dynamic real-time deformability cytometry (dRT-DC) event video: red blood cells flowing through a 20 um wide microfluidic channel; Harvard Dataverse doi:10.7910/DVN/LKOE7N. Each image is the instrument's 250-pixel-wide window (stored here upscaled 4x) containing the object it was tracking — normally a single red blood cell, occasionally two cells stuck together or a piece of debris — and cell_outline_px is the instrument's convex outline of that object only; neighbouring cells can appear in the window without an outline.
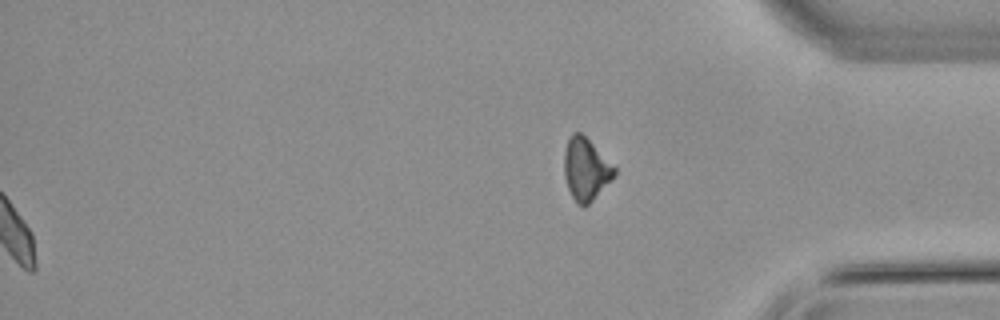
{"species": "common noctule bat (a hibernating species)", "species_latin": "Nyctalus noctula", "temperature_condition": "warm", "stored_images_in_passage": 56, "segment_of_instrument_passage": [2, 2], "camera_frame_rate_fps": 3000, "um_per_image_px": 0.085, "animal": {"sex": "male", "body_mass_g": 21.5, "forearm_length_mm": 52.0}, "frame": {"image": 1, "passage_image": 56, "time_ms": 18.333, "image_size_px": [1000, 320], "cell_outline_px": [[616, 172], [592, 200], [584, 208], [576, 204], [568, 188], [564, 176], [564, 152], [568, 140], [572, 132], [580, 132], [616, 168]], "centroid_in_image_um": [49.75, 14.39], "position_along_channel_um": 385.5, "area_um2": 17.74}}